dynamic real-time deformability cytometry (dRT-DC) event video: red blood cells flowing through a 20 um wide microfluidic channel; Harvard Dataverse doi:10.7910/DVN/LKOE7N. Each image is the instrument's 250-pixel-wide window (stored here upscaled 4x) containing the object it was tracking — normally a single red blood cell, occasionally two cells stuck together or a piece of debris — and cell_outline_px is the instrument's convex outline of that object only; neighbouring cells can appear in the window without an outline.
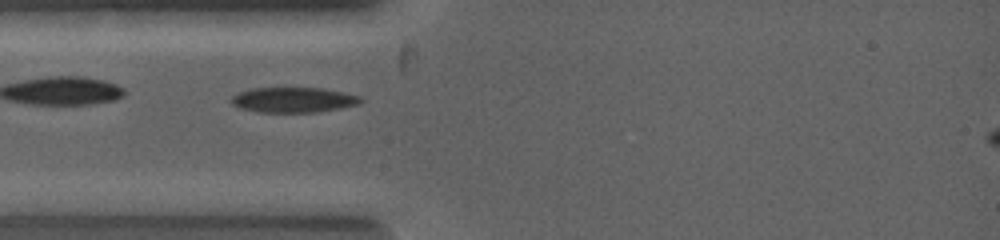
{"species": "common noctule bat (a hibernating species)", "species_latin": "Nyctalus noctula", "temperature_condition": "warm", "stored_images_in_passage": 3, "camera_frame_rate_fps": 5000, "um_per_image_px": 0.085, "animal": {"sex": "female", "body_mass_g": 19.0, "forearm_length_mm": 53.3}, "frame": {"image": 1, "passage_image": 2, "time_ms": 1.0, "image_size_px": [1000, 240], "cell_outline_px": [[364, 100], [356, 104], [340, 108], [316, 112], [260, 112], [240, 108], [232, 104], [232, 96], [240, 92], [256, 88], [320, 88], [360, 96]], "centroid_in_image_um": [24.93, 8.49], "position_along_channel_um": 60.1, "area_um2": 18.61}}